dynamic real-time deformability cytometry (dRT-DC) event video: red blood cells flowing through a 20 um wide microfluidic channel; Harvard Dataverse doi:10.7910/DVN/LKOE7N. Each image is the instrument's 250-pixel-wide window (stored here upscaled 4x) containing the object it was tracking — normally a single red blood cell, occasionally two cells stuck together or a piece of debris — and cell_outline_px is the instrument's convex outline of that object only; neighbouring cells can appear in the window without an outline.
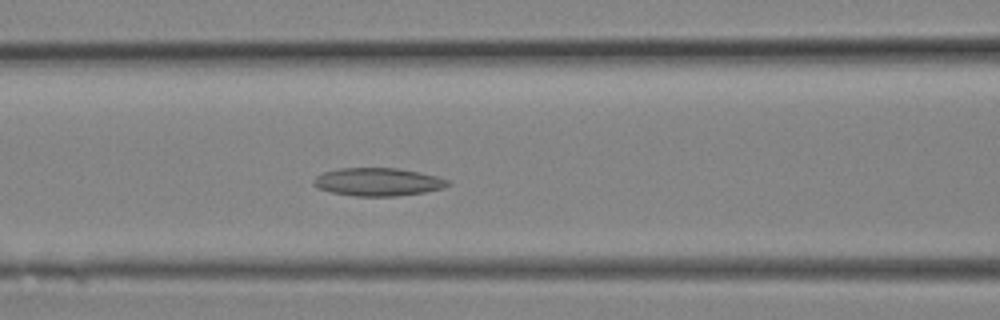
{"species": "Egyptian fruit bat (a non-hibernating species)", "species_latin": "Rousettus aegyptiacus", "temperature_condition": "room temperature", "stored_images_in_passage": 8, "camera_frame_rate_fps": 3000, "um_per_image_px": 0.085, "animal": {"sex": "female"}, "frame": {"image": 1, "passage_image": 8, "time_ms": 2.333, "image_size_px": [1000, 320], "cell_outline_px": [[448, 184], [444, 188], [424, 192], [396, 196], [356, 196], [332, 192], [316, 188], [312, 184], [312, 180], [316, 176], [324, 172], [340, 168], [396, 168], [420, 172], [436, 176], [448, 180]], "centroid_in_image_um": [32.08, 15.46], "position_along_channel_um": 134.5, "area_um2": 21.85}}